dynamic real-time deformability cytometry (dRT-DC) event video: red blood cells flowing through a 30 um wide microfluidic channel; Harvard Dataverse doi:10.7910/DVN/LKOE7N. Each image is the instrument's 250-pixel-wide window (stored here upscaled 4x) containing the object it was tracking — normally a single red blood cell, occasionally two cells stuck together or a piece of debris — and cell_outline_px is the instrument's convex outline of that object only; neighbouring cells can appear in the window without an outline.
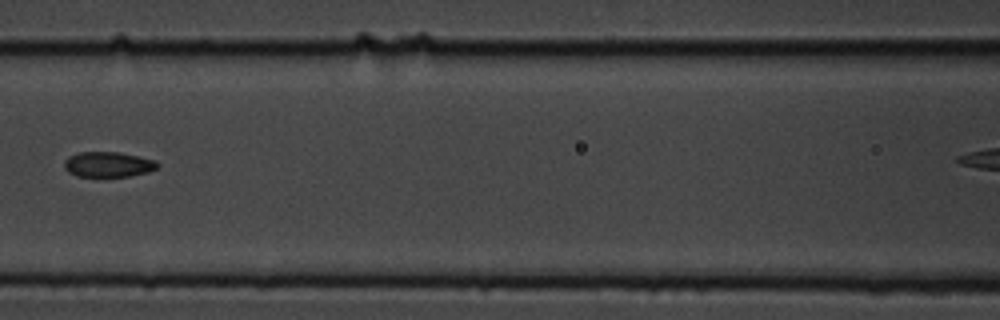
{"species": "common noctule bat (a hibernating species)", "species_latin": "Nyctalus noctula", "temperature_condition": "cold", "stored_images_in_passage": 6, "camera_frame_rate_fps": 3000, "um_per_image_px": 0.085, "animal": {"sex": "male", "body_mass_g": 19.5, "forearm_length_mm": 54.6}, "frame": {"image": 1, "passage_image": 6, "time_ms": 1.667, "image_size_px": [1000, 320], "cell_outline_px": [[160, 164], [156, 168], [148, 172], [128, 176], [76, 176], [68, 172], [64, 168], [64, 160], [68, 156], [80, 152], [120, 152], [140, 156], [156, 160]], "centroid_in_image_um": [9.19, 13.96], "position_along_channel_um": 157.4, "area_um2": 13.81}}